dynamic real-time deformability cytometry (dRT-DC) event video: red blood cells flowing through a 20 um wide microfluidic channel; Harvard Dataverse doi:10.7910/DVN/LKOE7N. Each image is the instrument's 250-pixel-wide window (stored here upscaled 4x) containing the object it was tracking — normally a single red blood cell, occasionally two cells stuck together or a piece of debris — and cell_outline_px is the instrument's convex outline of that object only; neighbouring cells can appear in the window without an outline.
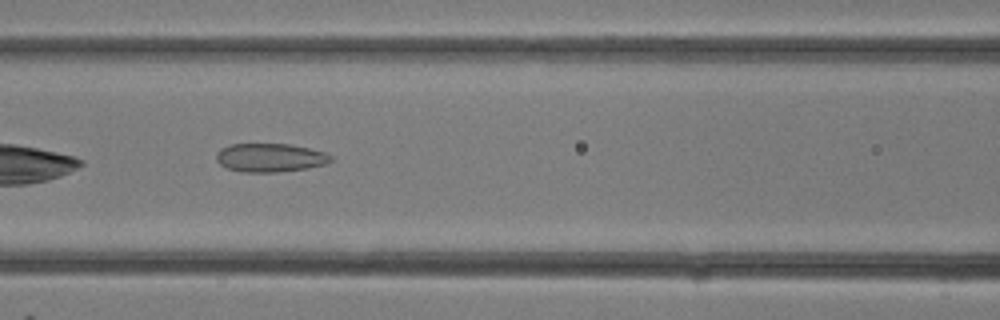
{"species": "common noctule bat (a hibernating species)", "species_latin": "Nyctalus noctula", "temperature_condition": "room temperature", "stored_images_in_passage": 10, "camera_frame_rate_fps": 3000, "um_per_image_px": 0.085, "animal": {"sex": "female"}, "frame": {"image": 1, "passage_image": 4, "time_ms": 1.0, "image_size_px": [1000, 320], "cell_outline_px": [[332, 160], [324, 164], [308, 168], [276, 172], [244, 172], [224, 168], [216, 160], [216, 152], [220, 148], [228, 144], [292, 144], [324, 152], [332, 156]], "centroid_in_image_um": [22.91, 13.4], "position_along_channel_um": 143.7, "area_um2": 19.19}}